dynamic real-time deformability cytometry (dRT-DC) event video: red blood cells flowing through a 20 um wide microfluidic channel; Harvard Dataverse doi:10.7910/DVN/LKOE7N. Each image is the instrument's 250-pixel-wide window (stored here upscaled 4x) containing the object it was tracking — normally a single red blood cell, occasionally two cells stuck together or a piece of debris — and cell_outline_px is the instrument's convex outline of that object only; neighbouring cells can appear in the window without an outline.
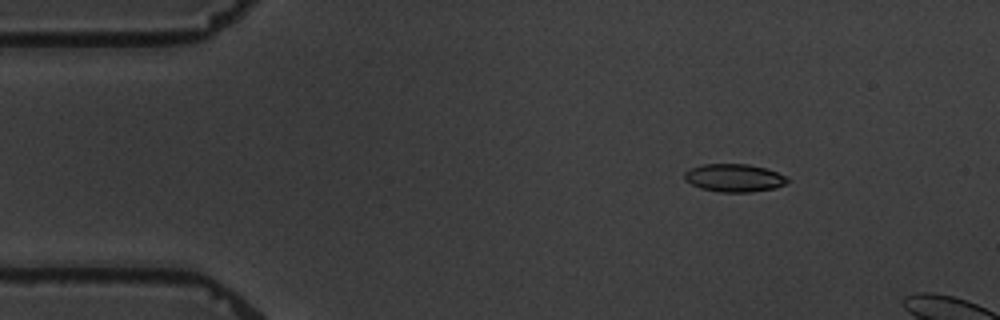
{"species": "common noctule bat (a hibernating species)", "species_latin": "Nyctalus noctula", "temperature_condition": "warm", "stored_images_in_passage": 3, "camera_frame_rate_fps": 3000, "um_per_image_px": 0.085, "animal": {"sex": "male", "body_mass_g": 19.5, "forearm_length_mm": 54.6}, "frame": {"image": 1, "passage_image": 1, "time_ms": 0.0, "image_size_px": [1000, 320], "cell_outline_px": [[788, 184], [776, 188], [752, 192], [720, 192], [700, 188], [684, 180], [684, 172], [692, 168], [704, 164], [748, 164], [764, 168], [776, 172], [784, 176], [788, 180]], "centroid_in_image_um": [62.41, 15.13], "position_along_channel_um": 22.6, "area_um2": 16.7}}